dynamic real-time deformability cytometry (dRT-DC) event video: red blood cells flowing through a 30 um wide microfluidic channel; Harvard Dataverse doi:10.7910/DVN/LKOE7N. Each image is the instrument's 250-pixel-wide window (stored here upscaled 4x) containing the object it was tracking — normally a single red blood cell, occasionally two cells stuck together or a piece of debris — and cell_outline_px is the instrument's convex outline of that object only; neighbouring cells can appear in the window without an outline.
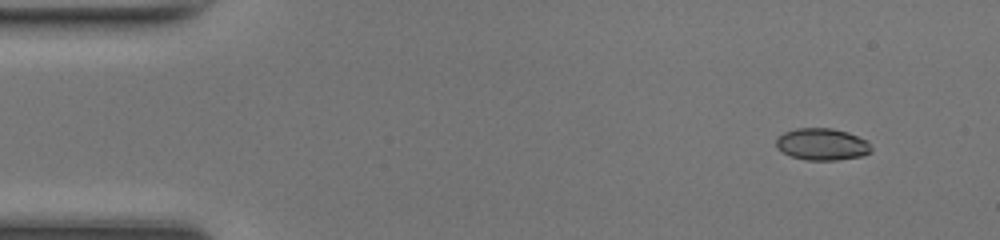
{"species": "common noctule bat (a hibernating species)", "species_latin": "Nyctalus noctula", "temperature_condition": "room temperature", "stored_images_in_passage": 45, "camera_frame_rate_fps": 3000, "um_per_image_px": 0.085, "animal": {"sex": "female", "body_mass_g": 17.0, "forearm_length_mm": 48.0}, "frame": {"image": 1, "passage_image": 1, "time_ms": 0.0, "image_size_px": [1000, 240], "cell_outline_px": [[872, 152], [860, 156], [836, 160], [808, 160], [792, 156], [776, 148], [776, 140], [784, 132], [796, 128], [832, 128], [848, 132], [868, 140], [872, 148]], "centroid_in_image_um": [69.91, 12.25], "position_along_channel_um": 15.1, "area_um2": 17.69}}
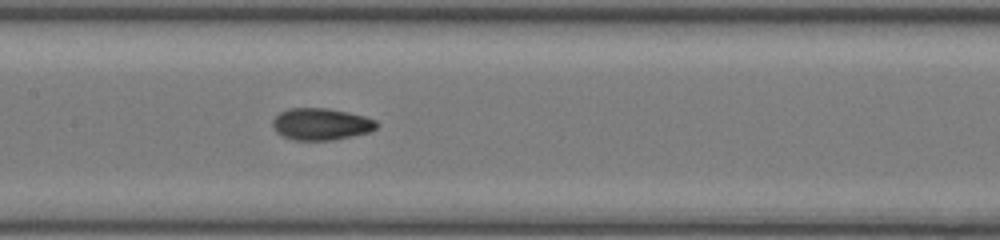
{"frame": {"image": 2, "passage_image": 20, "time_ms": 6.333, "image_size_px": [1000, 240], "cell_outline_px": [[380, 124], [376, 128], [368, 132], [332, 140], [292, 140], [276, 132], [272, 124], [272, 120], [280, 112], [288, 108], [328, 108], [348, 112], [364, 116], [376, 120]], "centroid_in_image_um": [27.28, 10.54], "position_along_channel_um": 180.1, "area_um2": 19.31}}
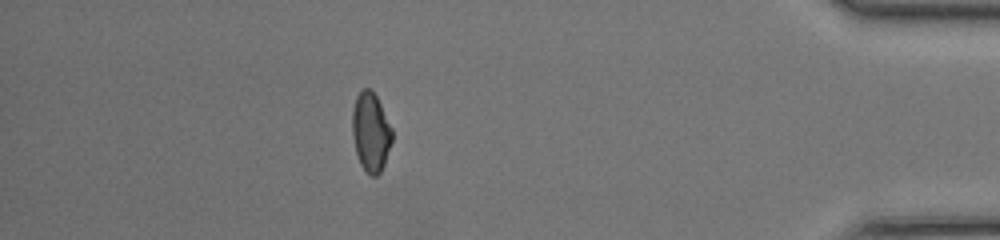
{"frame": {"image": 3, "passage_image": 39, "time_ms": 12.667, "image_size_px": [1000, 240], "cell_outline_px": [[392, 140], [384, 164], [380, 172], [376, 176], [372, 176], [360, 164], [356, 152], [352, 132], [352, 108], [356, 96], [364, 88], [368, 88], [376, 96], [392, 128]], "centroid_in_image_um": [31.5, 11.21], "position_along_channel_um": 403.7, "area_um2": 18.09}, "authors_computed_cell_mechanics": {"area_um2": 18.3804, "velocity_mm_per_s": 4.3265, "shape_relaxation_time_tau1_ms": 6.8695, "shape_relaxation_time_tau2_ms": 1.5078, "deformation_change_tau1": 0.1864, "deformation_change_tau2": 0.0527}}